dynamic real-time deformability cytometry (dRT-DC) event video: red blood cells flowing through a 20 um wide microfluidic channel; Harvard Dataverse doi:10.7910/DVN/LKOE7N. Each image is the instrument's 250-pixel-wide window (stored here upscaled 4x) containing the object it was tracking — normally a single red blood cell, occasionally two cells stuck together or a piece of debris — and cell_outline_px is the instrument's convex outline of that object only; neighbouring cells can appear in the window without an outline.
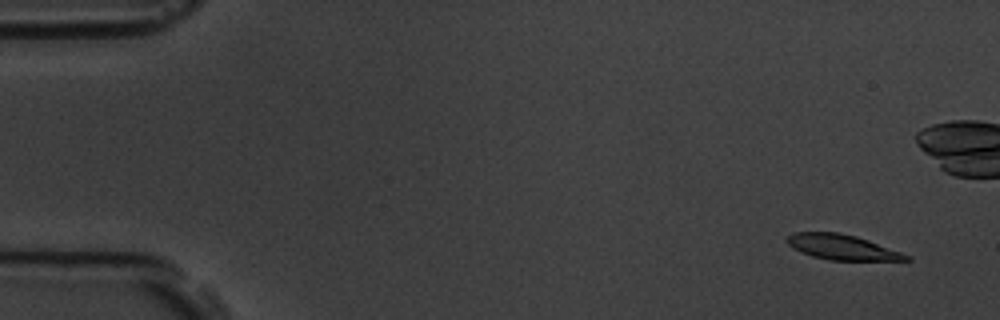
{"species": "common noctule bat (a hibernating species)", "species_latin": "Nyctalus noctula", "temperature_condition": "room temperature", "stored_images_in_passage": 5, "camera_frame_rate_fps": 3000, "um_per_image_px": 0.085, "animal": {"sex": "male", "body_mass_g": 19.5, "forearm_length_mm": 54.6}, "frame": {"image": 1, "passage_image": 1, "time_ms": 0.0, "image_size_px": [1000, 320], "cell_outline_px": [[912, 260], [828, 260], [812, 256], [800, 252], [792, 248], [784, 240], [792, 232], [840, 232], [856, 236], [868, 240], [912, 256]], "centroid_in_image_um": [71.54, 21.0], "position_along_channel_um": 13.5, "area_um2": 17.57}}